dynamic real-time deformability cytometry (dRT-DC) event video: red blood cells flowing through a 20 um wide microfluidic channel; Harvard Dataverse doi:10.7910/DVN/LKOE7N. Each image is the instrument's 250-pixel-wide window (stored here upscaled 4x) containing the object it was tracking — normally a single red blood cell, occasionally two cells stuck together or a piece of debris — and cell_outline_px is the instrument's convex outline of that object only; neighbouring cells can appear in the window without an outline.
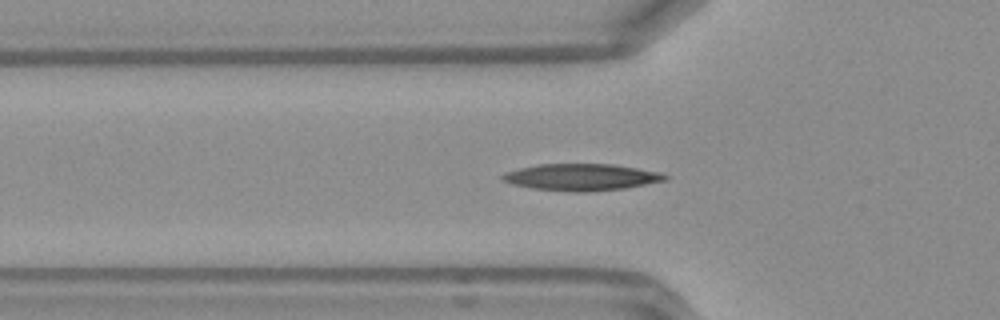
{"species": "Egyptian fruit bat (a non-hibernating species)", "species_latin": "Rousettus aegyptiacus", "temperature_condition": "warm", "stored_images_in_passage": 34, "camera_frame_rate_fps": 3000, "um_per_image_px": 0.085, "frame": {"image": 1, "passage_image": 4, "time_ms": 1.0, "image_size_px": [1000, 320], "cell_outline_px": [[668, 180], [624, 188], [588, 192], [572, 192], [532, 188], [512, 184], [504, 180], [500, 176], [504, 172], [536, 164], [616, 164], [664, 172], [668, 176]], "centroid_in_image_um": [49.47, 15.05], "position_along_channel_um": 76.3, "area_um2": 25.61}}
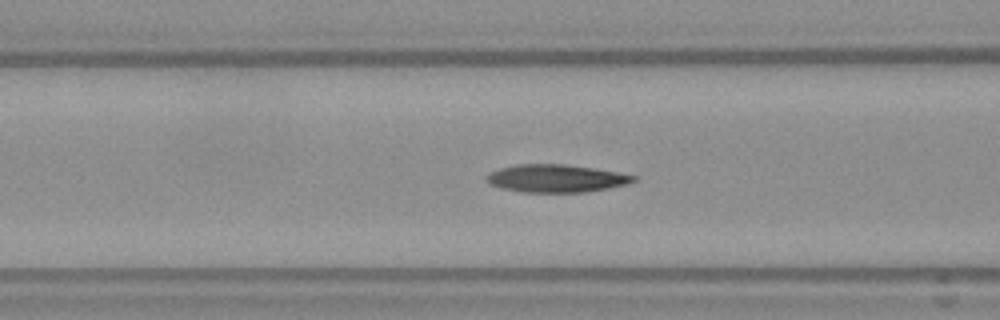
{"frame": {"image": 2, "passage_image": 7, "time_ms": 2.0, "image_size_px": [1000, 320], "cell_outline_px": [[636, 180], [628, 184], [608, 188], [584, 192], [520, 192], [500, 188], [484, 180], [484, 176], [488, 172], [500, 168], [516, 164], [564, 164], [592, 168], [616, 172], [636, 176]], "centroid_in_image_um": [47.2, 15.16], "position_along_channel_um": 119.4, "area_um2": 23.81}}
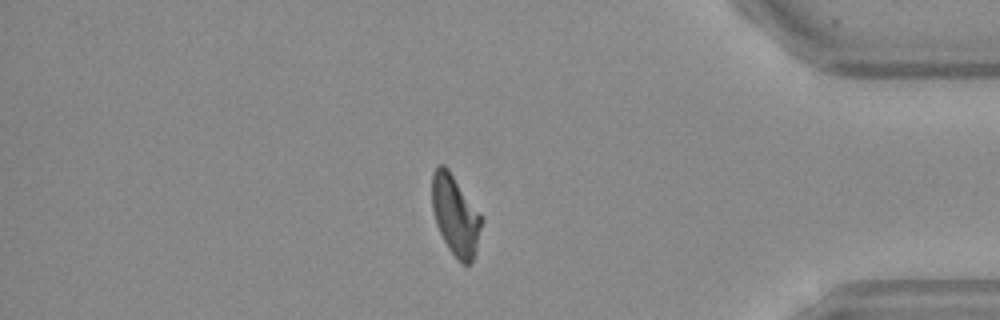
{"frame": {"image": 3, "passage_image": 29, "time_ms": 9.333, "image_size_px": [1000, 320], "cell_outline_px": [[484, 220], [472, 264], [464, 264], [448, 248], [436, 224], [432, 208], [432, 172], [436, 164], [444, 164], [448, 168]], "centroid_in_image_um": [38.7, 18.27], "position_along_channel_um": 396.5, "area_um2": 22.95}, "authors_computed_cell_mechanics": {"area_um2": 23.9292, "velocity_mm_per_s": 4.1928, "shape_relaxation_time_tau1_ms": 10.8428, "shape_relaxation_time_tau2_ms": 3.2371, "deformation_change_tau1": 0.2916, "deformation_change_tau2": 0.1008}}